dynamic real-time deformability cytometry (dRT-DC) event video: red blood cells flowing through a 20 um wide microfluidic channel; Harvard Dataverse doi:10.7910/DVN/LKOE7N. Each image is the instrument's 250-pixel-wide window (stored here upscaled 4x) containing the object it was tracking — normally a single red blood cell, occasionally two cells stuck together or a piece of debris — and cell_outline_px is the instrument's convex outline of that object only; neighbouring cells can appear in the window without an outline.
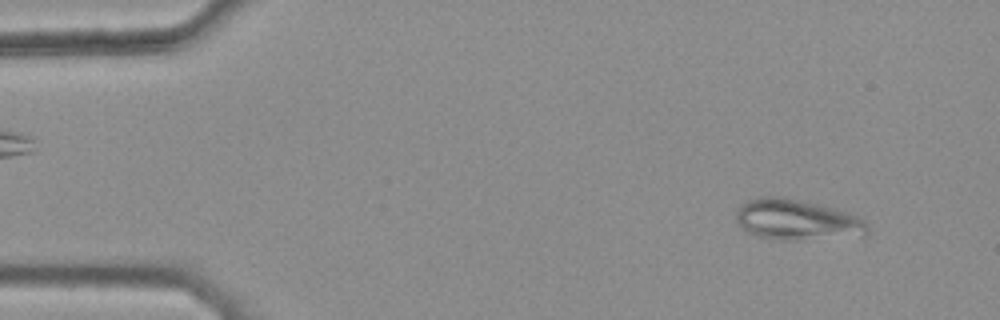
{"species": "common noctule bat (a hibernating species)", "species_latin": "Nyctalus noctula", "temperature_condition": "warm", "stored_images_in_passage": 43, "camera_frame_rate_fps": 3000, "um_per_image_px": 0.085, "animal": {"sex": "female", "body_mass_g": 25.1}, "frame": {"image": 1, "passage_image": 4, "time_ms": 1.0, "image_size_px": [1000, 320], "cell_outline_px": [[868, 232], [864, 236], [800, 240], [780, 240], [756, 236], [748, 232], [736, 220], [736, 212], [740, 204], [748, 200], [764, 196], [780, 196], [816, 204], [848, 212], [864, 220], [868, 224]], "centroid_in_image_um": [67.75, 18.7], "position_along_channel_um": 17.3, "area_um2": 31.15}}
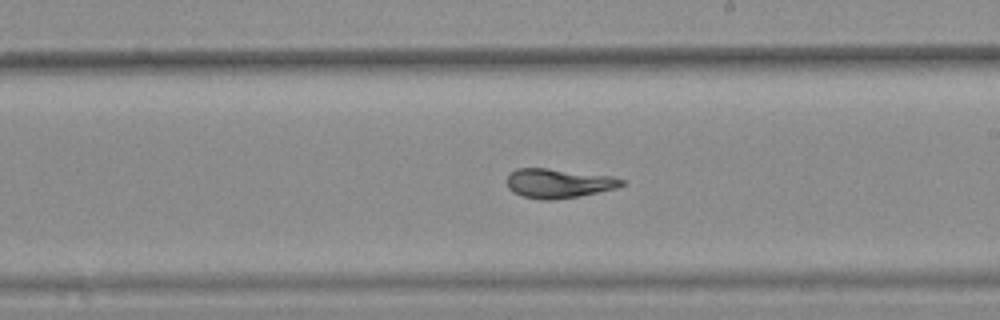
{"frame": {"image": 2, "passage_image": 29, "time_ms": 9.333, "image_size_px": [1000, 320], "cell_outline_px": [[624, 184], [616, 188], [580, 196], [552, 200], [540, 200], [520, 196], [512, 192], [508, 188], [504, 180], [508, 172], [516, 168], [548, 168], [612, 176], [624, 180]], "centroid_in_image_um": [47.38, 15.58], "position_along_channel_um": 241.6, "area_um2": 20.0}}
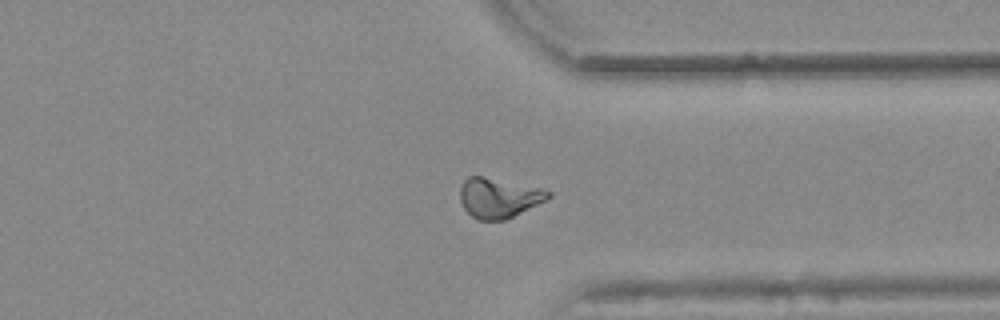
{"frame": {"image": 3, "passage_image": 39, "time_ms": 12.667, "image_size_px": [1000, 320], "cell_outline_px": [[552, 196], [504, 220], [476, 220], [464, 208], [460, 200], [460, 188], [464, 180], [468, 176], [480, 176], [544, 188], [552, 192]], "centroid_in_image_um": [42.37, 16.8], "position_along_channel_um": 369.0, "area_um2": 20.23}, "authors_computed_cell_mechanics": {"area_um2": 19.9988, "velocity_mm_per_s": 3.8529, "shape_relaxation_time_tau1_ms": null, "shape_relaxation_time_tau2_ms": 1.6785, "deformation_change_tau1": null, "deformation_change_tau2": 0.0495}}